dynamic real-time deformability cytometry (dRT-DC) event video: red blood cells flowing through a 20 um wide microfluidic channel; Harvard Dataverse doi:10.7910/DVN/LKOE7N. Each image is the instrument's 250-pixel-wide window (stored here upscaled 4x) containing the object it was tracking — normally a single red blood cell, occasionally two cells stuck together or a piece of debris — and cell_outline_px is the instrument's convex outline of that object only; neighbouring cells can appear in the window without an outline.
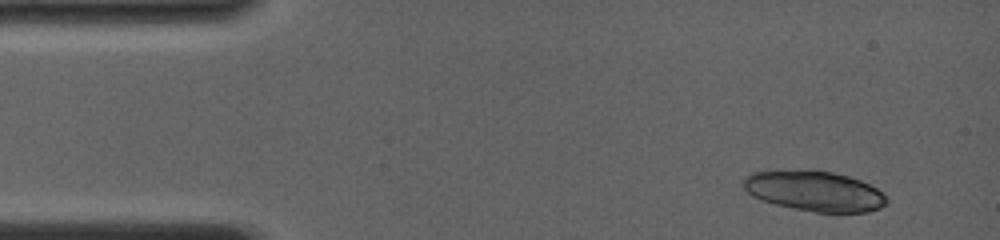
{"species": "common noctule bat (a hibernating species)", "species_latin": "Nyctalus noctula", "temperature_condition": "room temperature", "stored_images_in_passage": 9, "camera_frame_rate_fps": 4000, "um_per_image_px": 0.085, "animal": {"sex": "female", "body_mass_g": 19.0, "forearm_length_mm": 56.7}, "frame": {"image": 1, "passage_image": 4, "time_ms": 1.0, "image_size_px": [1000, 240], "cell_outline_px": [[888, 204], [880, 208], [868, 212], [816, 212], [776, 204], [752, 196], [744, 188], [744, 176], [752, 172], [832, 172], [848, 176], [860, 180], [876, 188], [888, 196]], "centroid_in_image_um": [69.31, 16.27], "position_along_channel_um": 15.7, "area_um2": 32.71}}